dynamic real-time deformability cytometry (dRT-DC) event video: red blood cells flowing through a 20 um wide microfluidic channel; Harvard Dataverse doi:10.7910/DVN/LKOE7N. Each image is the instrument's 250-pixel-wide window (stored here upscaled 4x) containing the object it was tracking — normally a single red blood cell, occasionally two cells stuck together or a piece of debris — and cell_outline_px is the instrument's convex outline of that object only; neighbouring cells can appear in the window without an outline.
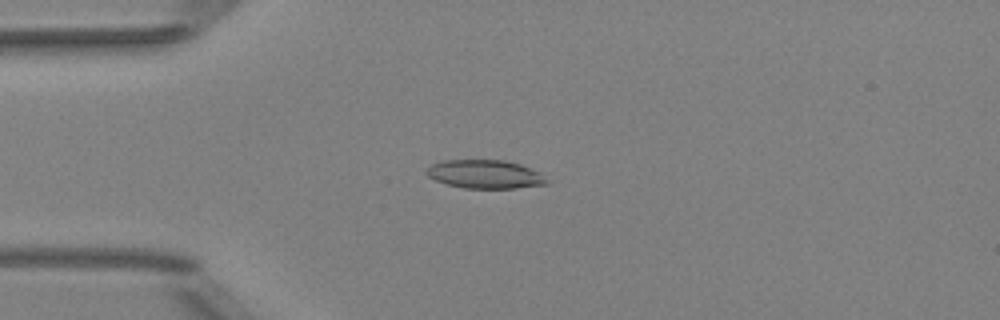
{"species": "Egyptian fruit bat (a non-hibernating species)", "species_latin": "Rousettus aegyptiacus", "temperature_condition": "room temperature", "stored_images_in_passage": 43, "camera_frame_rate_fps": 3000, "um_per_image_px": 0.085, "animal": {"sex": "female"}, "frame": {"image": 1, "passage_image": 5, "time_ms": 1.333, "image_size_px": [1000, 320], "cell_outline_px": [[548, 184], [516, 188], [464, 188], [448, 184], [436, 180], [428, 176], [424, 172], [432, 164], [444, 160], [504, 160], [520, 164], [540, 172], [548, 180]], "centroid_in_image_um": [41.25, 14.81], "position_along_channel_um": 43.8, "area_um2": 19.94}}
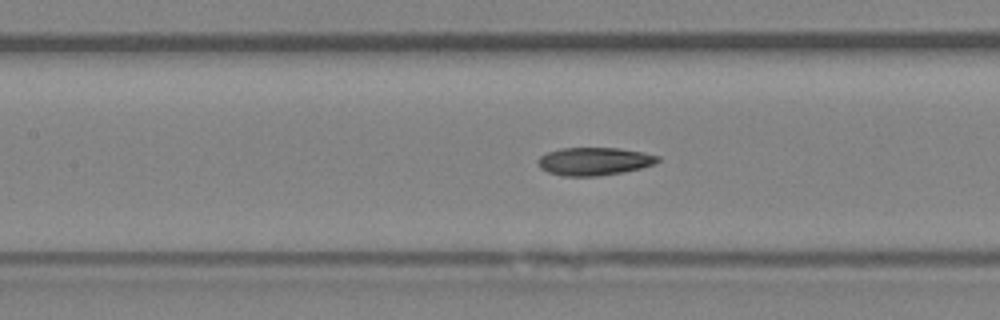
{"frame": {"image": 2, "passage_image": 15, "time_ms": 4.667, "image_size_px": [1000, 320], "cell_outline_px": [[660, 160], [656, 164], [624, 172], [596, 176], [564, 176], [548, 172], [540, 168], [536, 164], [536, 160], [540, 156], [548, 152], [560, 148], [620, 148], [644, 152], [660, 156]], "centroid_in_image_um": [50.51, 13.71], "position_along_channel_um": 156.9, "area_um2": 19.71}}
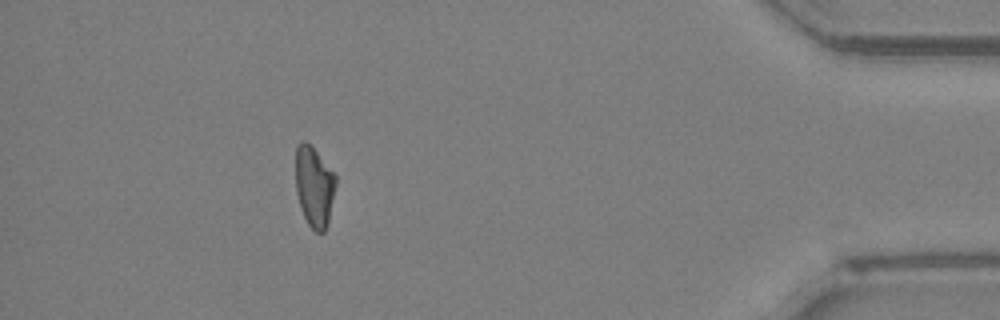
{"frame": {"image": 3, "passage_image": 38, "time_ms": 12.333, "image_size_px": [1000, 320], "cell_outline_px": [[336, 184], [328, 224], [324, 232], [316, 232], [308, 224], [300, 208], [296, 192], [296, 144], [300, 140], [304, 140], [336, 172]], "centroid_in_image_um": [26.72, 15.85], "position_along_channel_um": 408.5, "area_um2": 19.02}, "authors_computed_cell_mechanics": {"area_um2": 19.4786, "velocity_mm_per_s": 4.0016, "shape_relaxation_time_tau1_ms": null, "shape_relaxation_time_tau2_ms": 3.6308, "deformation_change_tau1": null, "deformation_change_tau2": 0.1184}}